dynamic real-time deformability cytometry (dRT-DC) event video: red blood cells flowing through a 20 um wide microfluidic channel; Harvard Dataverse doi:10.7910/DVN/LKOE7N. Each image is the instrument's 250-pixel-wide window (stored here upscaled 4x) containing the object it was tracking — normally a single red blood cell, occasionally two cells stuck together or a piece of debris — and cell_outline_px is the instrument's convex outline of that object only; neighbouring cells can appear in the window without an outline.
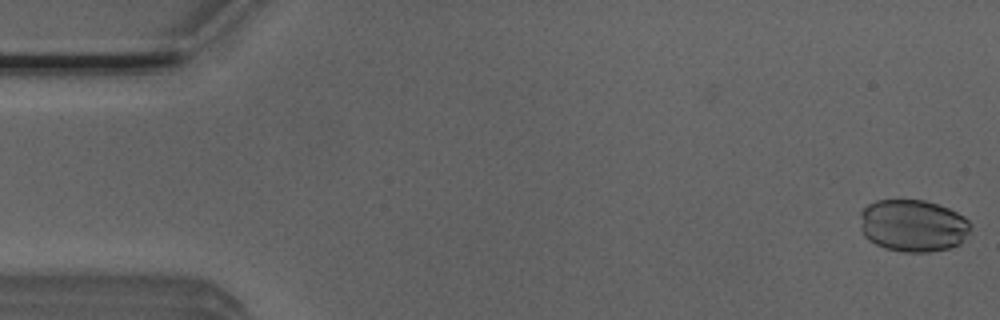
{"species": "Egyptian fruit bat (a non-hibernating species)", "species_latin": "Rousettus aegyptiacus", "temperature_condition": "room temperature", "stored_images_in_passage": 42, "camera_frame_rate_fps": 3000, "um_per_image_px": 0.085, "animal": {"sex": "male"}, "frame": {"image": 1, "passage_image": 1, "time_ms": 0.0, "image_size_px": [1000, 320], "cell_outline_px": [[972, 228], [960, 244], [948, 248], [928, 252], [904, 252], [884, 248], [868, 240], [864, 236], [860, 228], [860, 212], [868, 204], [876, 200], [924, 200], [948, 208], [964, 216], [972, 224]], "centroid_in_image_um": [77.6, 19.18], "position_along_channel_um": 7.4, "area_um2": 33.87}}
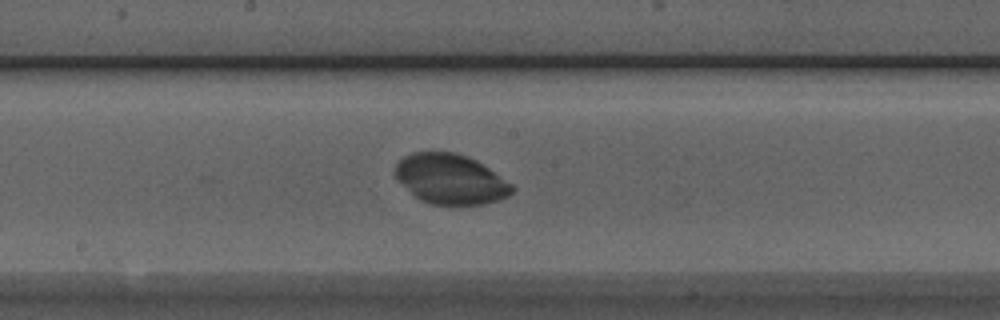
{"frame": {"image": 2, "passage_image": 27, "time_ms": 8.667, "image_size_px": [1000, 320], "cell_outline_px": [[516, 188], [508, 196], [500, 200], [484, 204], [452, 208], [428, 204], [420, 200], [396, 180], [392, 172], [396, 164], [404, 156], [412, 152], [456, 152], [468, 156], [476, 160], [512, 184]], "centroid_in_image_um": [38.27, 15.27], "position_along_channel_um": 209.9, "area_um2": 35.03}}
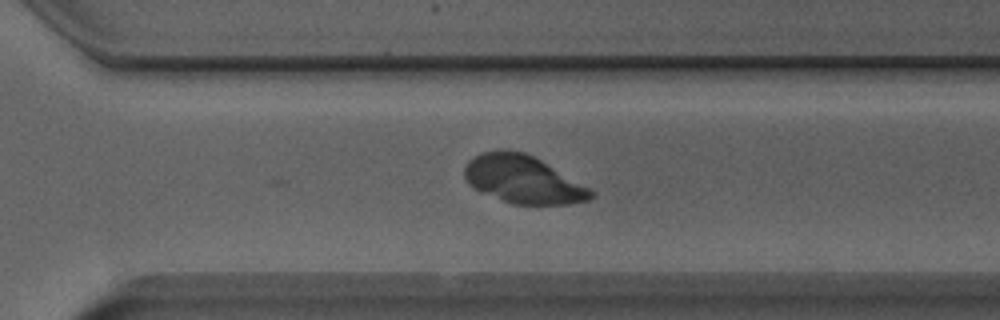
{"frame": {"image": 3, "passage_image": 36, "time_ms": 11.667, "image_size_px": [1000, 320], "cell_outline_px": [[596, 196], [588, 200], [568, 204], [512, 204], [484, 192], [468, 184], [464, 176], [464, 168], [468, 160], [480, 152], [500, 148], [524, 152], [540, 160], [592, 188], [596, 192]], "centroid_in_image_um": [44.48, 15.23], "position_along_channel_um": 326.1, "area_um2": 35.32}}